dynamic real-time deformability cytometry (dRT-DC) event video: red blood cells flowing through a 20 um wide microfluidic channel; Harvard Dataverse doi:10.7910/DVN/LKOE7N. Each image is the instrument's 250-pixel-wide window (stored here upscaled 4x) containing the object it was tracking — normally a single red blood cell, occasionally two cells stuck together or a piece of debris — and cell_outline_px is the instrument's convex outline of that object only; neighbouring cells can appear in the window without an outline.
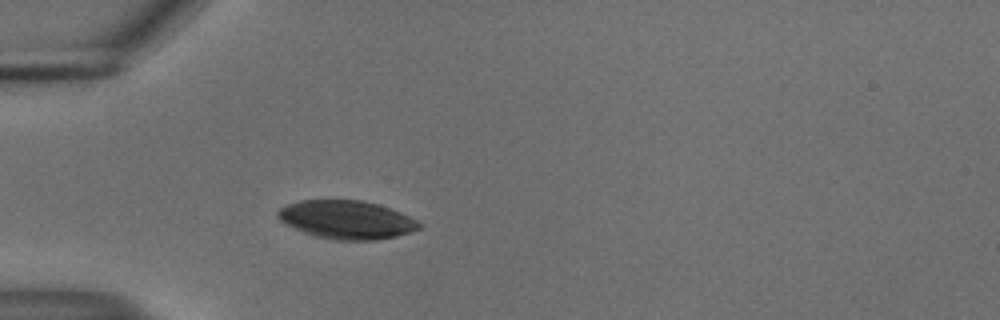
{"species": "common noctule bat (a hibernating species)", "species_latin": "Nyctalus noctula", "temperature_condition": "cold", "stored_images_in_passage": 32, "camera_frame_rate_fps": 3000, "um_per_image_px": 0.085, "animal": {"sex": "male", "body_mass_g": 18.8}, "frame": {"image": 1, "passage_image": 1, "time_ms": 0.0, "image_size_px": [1000, 320], "cell_outline_px": [[424, 224], [420, 228], [412, 232], [396, 236], [376, 240], [332, 240], [316, 236], [304, 232], [280, 220], [276, 216], [276, 212], [280, 208], [288, 204], [300, 200], [360, 200], [376, 204], [400, 212]], "centroid_in_image_um": [29.47, 18.68], "position_along_channel_um": 55.5, "area_um2": 31.44}}
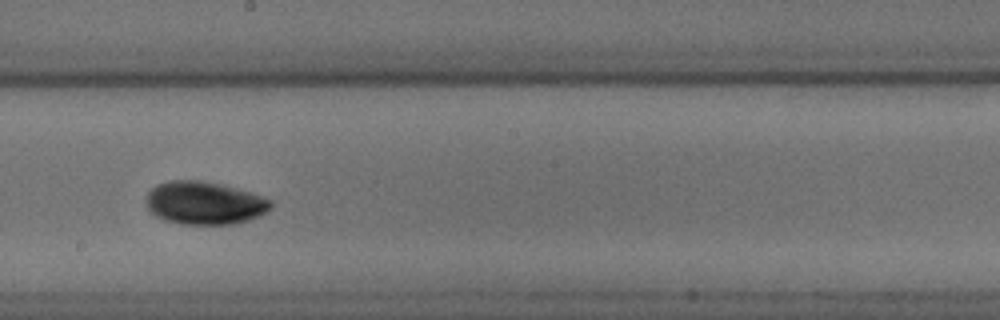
{"frame": {"image": 2, "passage_image": 16, "time_ms": 5.0, "image_size_px": [1000, 320], "cell_outline_px": [[272, 208], [268, 212], [260, 216], [240, 224], [180, 224], [164, 220], [156, 216], [148, 208], [148, 192], [156, 184], [168, 180], [200, 180], [220, 184], [236, 188], [264, 196], [272, 200]], "centroid_in_image_um": [17.44, 17.26], "position_along_channel_um": 230.8, "area_um2": 31.5}}
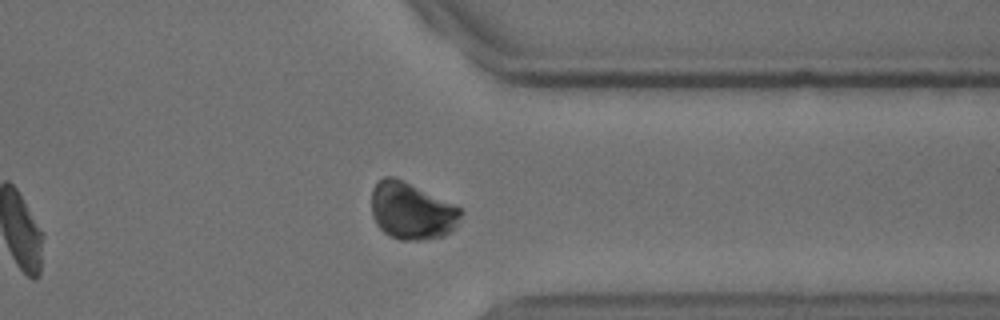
{"frame": {"image": 3, "passage_image": 28, "time_ms": 9.0, "image_size_px": [1000, 320], "cell_outline_px": [[464, 212], [456, 228], [444, 236], [420, 240], [400, 240], [384, 232], [376, 224], [372, 216], [372, 188], [384, 176], [392, 176], [456, 204], [464, 208]], "centroid_in_image_um": [35.04, 17.94], "position_along_channel_um": 376.4, "area_um2": 29.88}}